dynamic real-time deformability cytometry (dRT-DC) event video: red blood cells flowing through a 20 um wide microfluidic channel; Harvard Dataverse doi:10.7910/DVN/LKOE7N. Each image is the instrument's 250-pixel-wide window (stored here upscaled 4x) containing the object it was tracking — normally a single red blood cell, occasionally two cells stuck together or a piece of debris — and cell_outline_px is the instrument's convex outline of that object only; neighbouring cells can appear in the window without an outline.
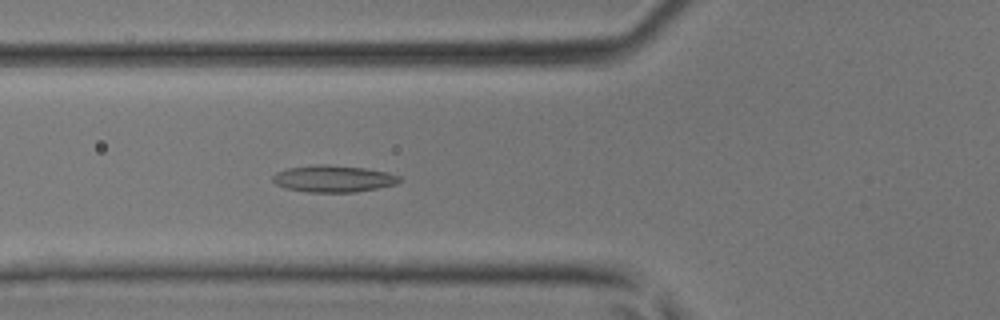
{"species": "common noctule bat (a hibernating species)", "species_latin": "Nyctalus noctula", "temperature_condition": "room temperature", "stored_images_in_passage": 45, "camera_frame_rate_fps": 3000, "um_per_image_px": 0.085, "animal": {"sex": "male", "body_mass_g": 17.9, "forearm_length_mm": 54.2}, "frame": {"image": 1, "passage_image": 17, "time_ms": 5.333, "image_size_px": [1000, 320], "cell_outline_px": [[400, 180], [396, 184], [356, 192], [308, 192], [284, 188], [276, 184], [272, 180], [272, 176], [276, 172], [288, 168], [316, 164], [324, 164], [364, 168], [388, 172], [400, 176]], "centroid_in_image_um": [28.31, 15.19], "position_along_channel_um": 97.5, "area_um2": 19.77}}
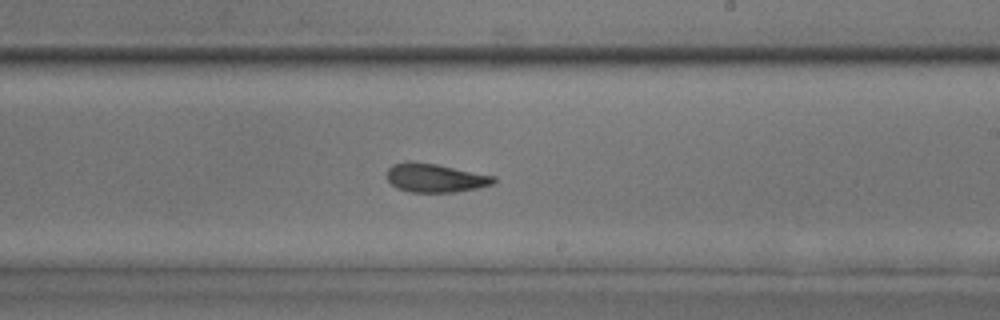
{"frame": {"image": 2, "passage_image": 27, "time_ms": 8.667, "image_size_px": [1000, 320], "cell_outline_px": [[496, 180], [492, 184], [476, 188], [456, 192], [408, 192], [396, 188], [384, 176], [388, 168], [392, 164], [408, 160], [436, 164], [496, 176]], "centroid_in_image_um": [36.93, 15.11], "position_along_channel_um": 252.1, "area_um2": 18.09}}
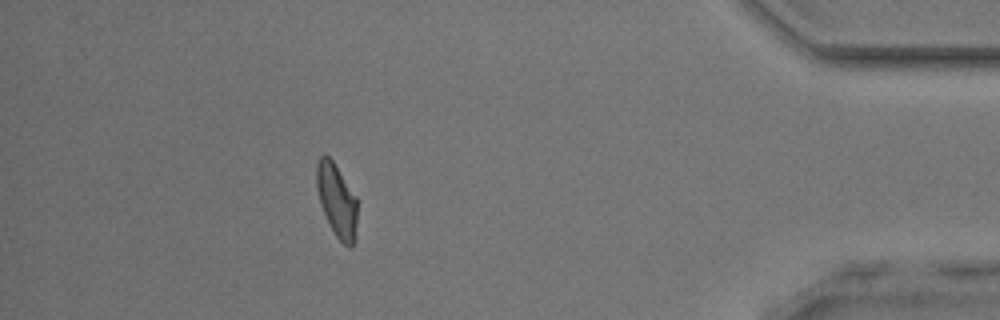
{"frame": {"image": 3, "passage_image": 40, "time_ms": 13.0, "image_size_px": [1000, 320], "cell_outline_px": [[356, 240], [352, 248], [348, 248], [336, 236], [320, 204], [316, 188], [316, 164], [320, 156], [324, 152], [332, 160], [356, 196]], "centroid_in_image_um": [28.62, 17.03], "position_along_channel_um": 406.6, "area_um2": 17.34}}